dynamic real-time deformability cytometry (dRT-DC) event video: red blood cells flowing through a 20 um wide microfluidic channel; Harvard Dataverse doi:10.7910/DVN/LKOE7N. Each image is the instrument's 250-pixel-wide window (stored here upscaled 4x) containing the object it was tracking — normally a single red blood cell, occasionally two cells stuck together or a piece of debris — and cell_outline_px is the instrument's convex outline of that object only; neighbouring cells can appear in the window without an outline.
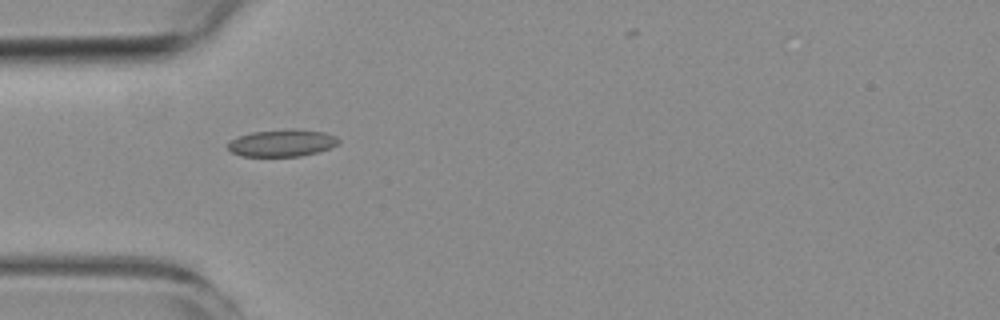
{"species": "common noctule bat (a hibernating species)", "species_latin": "Nyctalus noctula", "temperature_condition": "room temperature", "stored_images_in_passage": 5, "camera_frame_rate_fps": 3000, "um_per_image_px": 0.085, "animal": {"sex": "female", "body_mass_g": 19.3, "forearm_length_mm": 54.1}, "frame": {"image": 1, "passage_image": 4, "time_ms": 3.667, "image_size_px": [1000, 320], "cell_outline_px": [[340, 140], [332, 148], [300, 156], [240, 156], [232, 152], [228, 148], [228, 140], [252, 132], [292, 128], [324, 132], [336, 136]], "centroid_in_image_um": [23.97, 12.15], "position_along_channel_um": 61.0, "area_um2": 17.51}}
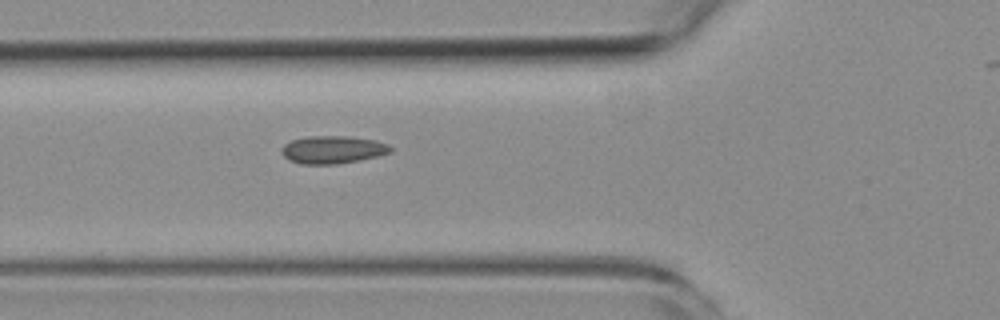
{"frame": {"image": 2, "passage_image": 5, "time_ms": 4.667, "image_size_px": [1000, 320], "cell_outline_px": [[392, 152], [360, 160], [336, 164], [300, 164], [288, 160], [280, 152], [280, 148], [284, 144], [292, 140], [308, 136], [348, 136], [376, 140], [388, 144], [392, 148]], "centroid_in_image_um": [28.26, 12.72], "position_along_channel_um": 97.5, "area_um2": 17.74}}